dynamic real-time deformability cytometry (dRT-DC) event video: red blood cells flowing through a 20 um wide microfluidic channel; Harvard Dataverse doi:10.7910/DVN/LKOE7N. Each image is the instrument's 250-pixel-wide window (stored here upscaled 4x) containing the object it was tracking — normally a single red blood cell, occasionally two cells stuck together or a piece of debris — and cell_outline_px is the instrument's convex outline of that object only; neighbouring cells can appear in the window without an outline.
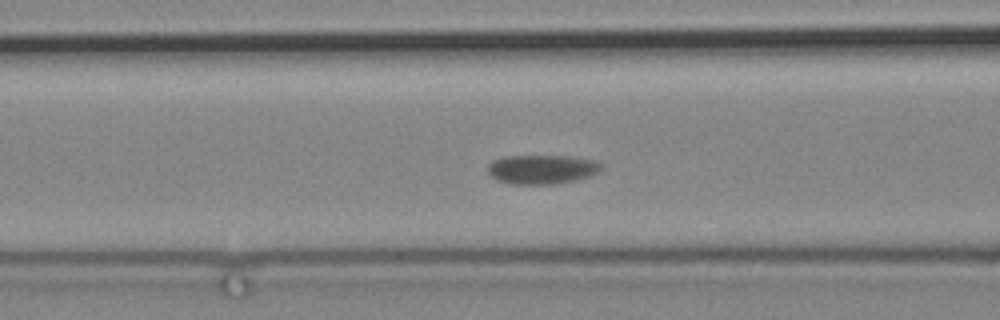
{"species": "common noctule bat (a hibernating species)", "species_latin": "Nyctalus noctula", "temperature_condition": "cold", "stored_images_in_passage": 46, "camera_frame_rate_fps": 3000, "um_per_image_px": 0.085, "animal": {"sex": "male", "body_mass_g": 19.2, "forearm_length_mm": 51.8}, "frame": {"image": 1, "passage_image": 7, "time_ms": 2.0, "image_size_px": [1000, 320], "cell_outline_px": [[604, 164], [592, 176], [576, 180], [552, 184], [512, 184], [496, 180], [488, 172], [488, 164], [492, 160], [500, 156], [568, 156], [596, 160]], "centroid_in_image_um": [46.05, 14.38], "position_along_channel_um": 120.6, "area_um2": 19.48}}
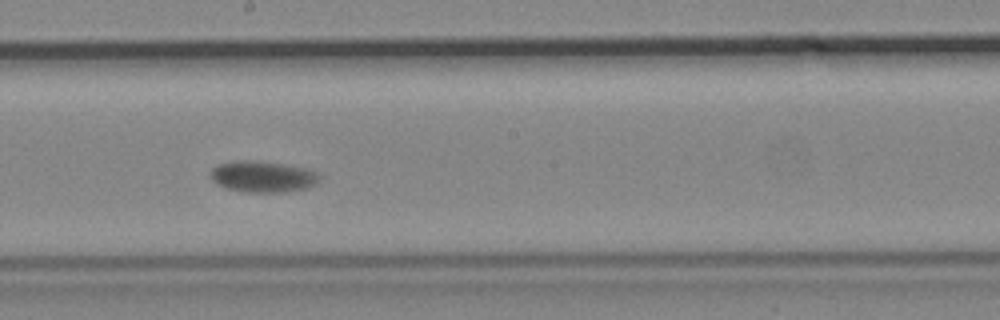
{"frame": {"image": 2, "passage_image": 17, "time_ms": 5.333, "image_size_px": [1000, 320], "cell_outline_px": [[320, 180], [316, 184], [308, 188], [288, 192], [244, 192], [228, 188], [216, 184], [212, 180], [208, 172], [216, 164], [236, 160], [256, 160], [284, 164], [308, 168], [316, 172], [320, 176]], "centroid_in_image_um": [22.33, 15.0], "position_along_channel_um": 225.9, "area_um2": 20.29}}
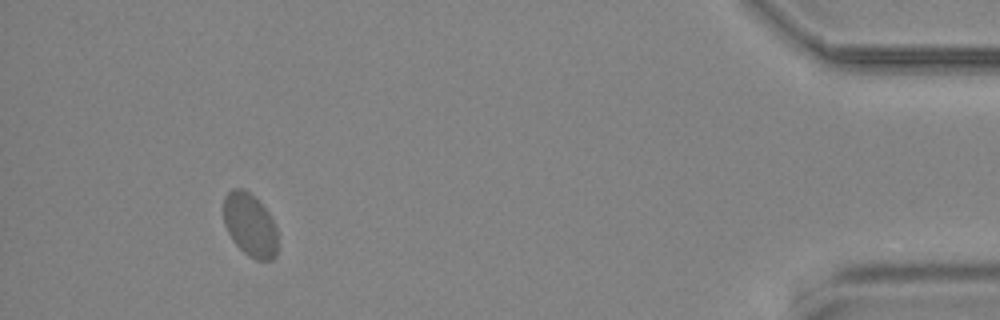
{"frame": {"image": 3, "passage_image": 41, "time_ms": 13.333, "image_size_px": [1000, 320], "cell_outline_px": [[276, 256], [272, 260], [256, 260], [248, 256], [232, 240], [224, 224], [224, 196], [232, 188], [244, 188], [256, 196], [260, 200], [268, 212], [276, 228]], "centroid_in_image_um": [21.24, 19.09], "position_along_channel_um": 414.0, "area_um2": 20.11}}